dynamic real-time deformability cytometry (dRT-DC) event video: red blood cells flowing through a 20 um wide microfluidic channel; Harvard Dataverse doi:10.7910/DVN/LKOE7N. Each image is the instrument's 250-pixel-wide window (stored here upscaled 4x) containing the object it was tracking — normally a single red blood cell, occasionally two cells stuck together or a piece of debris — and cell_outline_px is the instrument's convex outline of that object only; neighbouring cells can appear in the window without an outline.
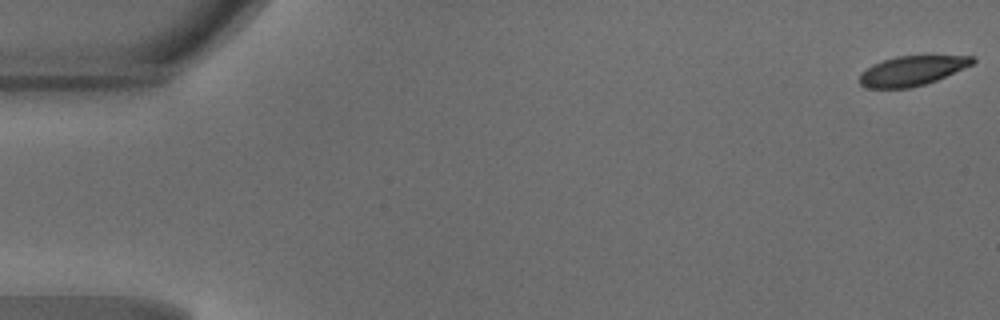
{"species": "common noctule bat (a hibernating species)", "species_latin": "Nyctalus noctula", "temperature_condition": "warm", "stored_images_in_passage": 47, "camera_frame_rate_fps": 3000, "um_per_image_px": 0.085, "animal": {"sex": "male", "body_mass_g": 18.8}, "frame": {"image": 1, "passage_image": 1, "time_ms": 0.0, "image_size_px": [1000, 320], "cell_outline_px": [[976, 60], [972, 64], [936, 80], [924, 84], [908, 88], [864, 88], [860, 84], [860, 72], [872, 64], [896, 56], [976, 56]], "centroid_in_image_um": [77.47, 6.01], "position_along_channel_um": 7.5, "area_um2": 19.36}}
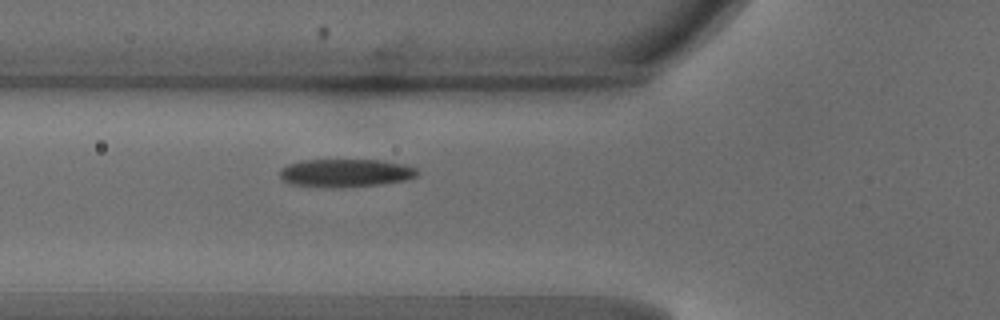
{"frame": {"image": 2, "passage_image": 18, "time_ms": 5.667, "image_size_px": [1000, 320], "cell_outline_px": [[416, 176], [404, 180], [380, 184], [344, 188], [328, 188], [288, 184], [280, 176], [280, 168], [288, 164], [304, 160], [380, 160], [404, 164], [416, 168]], "centroid_in_image_um": [29.32, 14.71], "position_along_channel_um": 96.5, "area_um2": 22.6}}
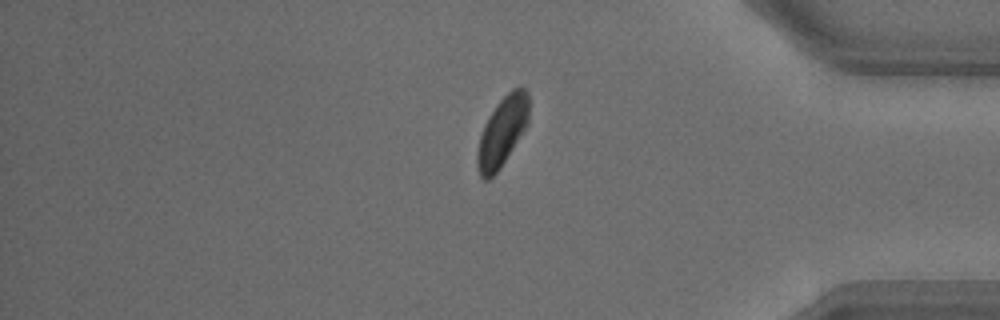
{"frame": {"image": 3, "passage_image": 41, "time_ms": 13.333, "image_size_px": [1000, 320], "cell_outline_px": [[528, 124], [500, 168], [488, 180], [484, 180], [480, 176], [476, 168], [476, 152], [480, 136], [484, 124], [488, 116], [496, 104], [512, 88], [524, 88], [528, 92]], "centroid_in_image_um": [42.66, 11.2], "position_along_channel_um": 392.5, "area_um2": 20.87}}